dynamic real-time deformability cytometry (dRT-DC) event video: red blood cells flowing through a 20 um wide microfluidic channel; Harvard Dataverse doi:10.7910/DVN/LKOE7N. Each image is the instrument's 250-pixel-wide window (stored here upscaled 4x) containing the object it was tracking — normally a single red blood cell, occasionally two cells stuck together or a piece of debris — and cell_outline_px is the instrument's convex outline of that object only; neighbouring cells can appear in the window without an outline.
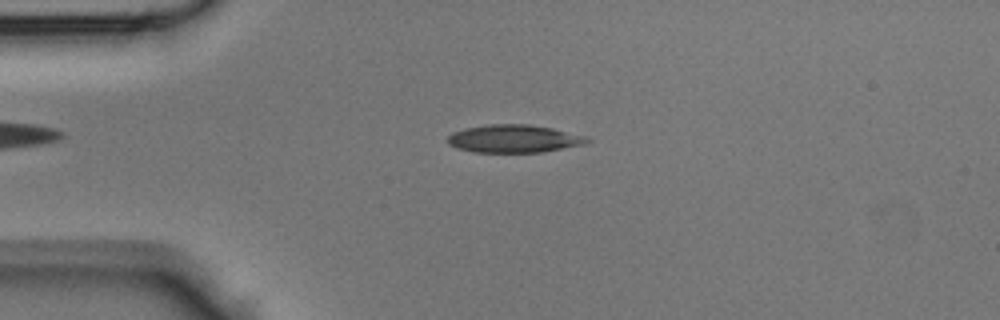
{"species": "Egyptian fruit bat (a non-hibernating species)", "species_latin": "Rousettus aegyptiacus", "temperature_condition": "room temperature", "stored_images_in_passage": 43, "camera_frame_rate_fps": 3000, "um_per_image_px": 0.085, "animal": {"sex": "male"}, "frame": {"image": 1, "passage_image": 10, "time_ms": 3.0, "image_size_px": [1000, 320], "cell_outline_px": [[592, 140], [584, 144], [540, 152], [472, 152], [456, 148], [448, 144], [448, 136], [452, 132], [464, 128], [488, 124], [528, 124], [552, 128], [588, 136]], "centroid_in_image_um": [43.67, 11.78], "position_along_channel_um": 41.3, "area_um2": 22.72}}
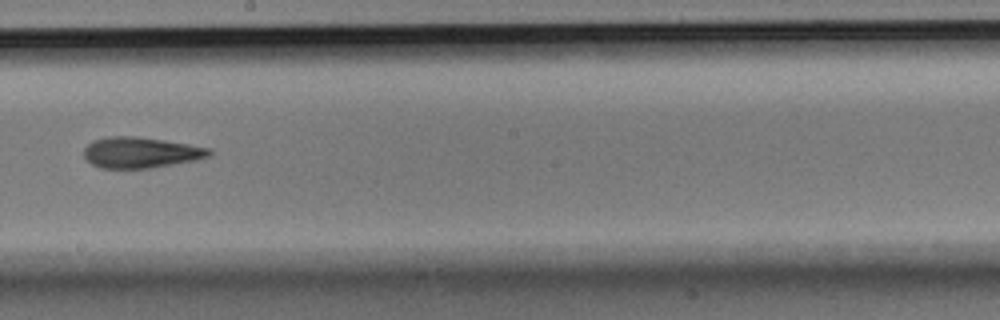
{"frame": {"image": 2, "passage_image": 24, "time_ms": 7.667, "image_size_px": [1000, 320], "cell_outline_px": [[216, 152], [212, 156], [196, 160], [148, 168], [100, 168], [92, 164], [84, 156], [84, 148], [92, 140], [108, 136], [136, 136], [164, 140], [212, 148]], "centroid_in_image_um": [12.01, 12.95], "position_along_channel_um": 236.2, "area_um2": 22.72}}
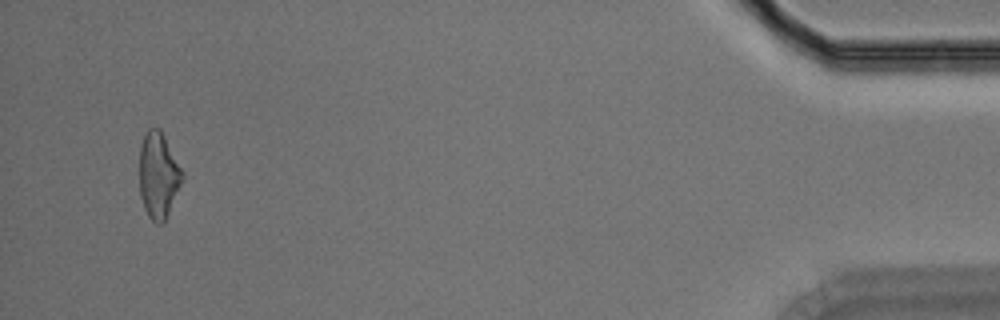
{"frame": {"image": 3, "passage_image": 41, "time_ms": 13.333, "image_size_px": [1000, 320], "cell_outline_px": [[184, 176], [168, 212], [164, 220], [160, 224], [152, 220], [148, 216], [144, 208], [140, 196], [140, 148], [144, 136], [148, 128], [160, 128], [184, 172]], "centroid_in_image_um": [13.46, 14.87], "position_along_channel_um": 421.7, "area_um2": 21.15}}